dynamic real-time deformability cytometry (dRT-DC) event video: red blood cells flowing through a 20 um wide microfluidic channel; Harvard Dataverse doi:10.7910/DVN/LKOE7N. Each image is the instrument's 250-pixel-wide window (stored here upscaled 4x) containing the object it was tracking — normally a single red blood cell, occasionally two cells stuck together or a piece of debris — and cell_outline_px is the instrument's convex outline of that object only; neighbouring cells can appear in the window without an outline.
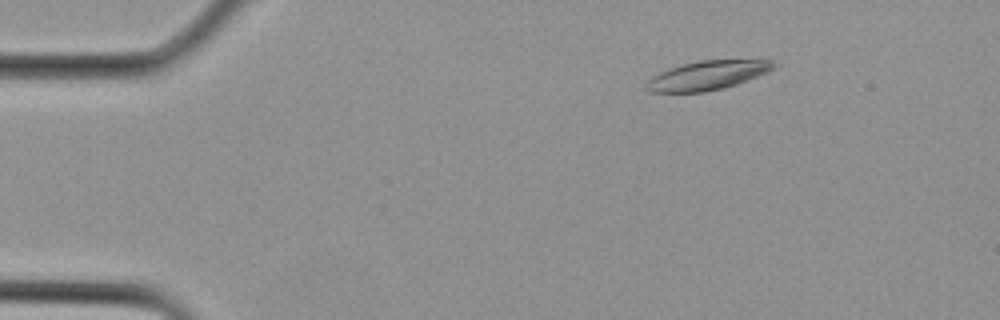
{"species": "Egyptian fruit bat (a non-hibernating species)", "species_latin": "Rousettus aegyptiacus", "temperature_condition": "cold", "stored_images_in_passage": 6, "camera_frame_rate_fps": 3000, "um_per_image_px": 0.085, "animal": {"sex": "female"}, "frame": {"image": 1, "passage_image": 1, "time_ms": 0.0, "image_size_px": [1000, 320], "cell_outline_px": [[780, 64], [776, 68], [768, 72], [736, 84], [724, 88], [704, 92], [648, 92], [644, 88], [644, 84], [652, 76], [668, 68], [700, 60], [772, 60]], "centroid_in_image_um": [60.13, 6.41], "position_along_channel_um": 24.9, "area_um2": 21.73}}